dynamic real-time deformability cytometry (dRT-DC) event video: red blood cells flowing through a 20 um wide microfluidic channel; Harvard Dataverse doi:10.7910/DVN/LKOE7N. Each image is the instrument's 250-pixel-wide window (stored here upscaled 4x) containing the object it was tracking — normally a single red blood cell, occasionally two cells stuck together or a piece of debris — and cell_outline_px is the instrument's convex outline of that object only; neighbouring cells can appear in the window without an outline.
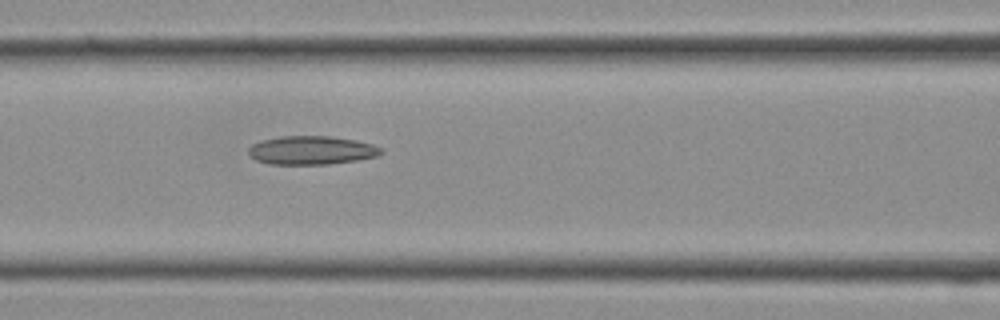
{"species": "Egyptian fruit bat (a non-hibernating species)", "species_latin": "Rousettus aegyptiacus", "temperature_condition": "cold", "stored_images_in_passage": 12, "camera_frame_rate_fps": 3000, "um_per_image_px": 0.085, "frame": {"image": 1, "passage_image": 12, "time_ms": 3.667, "image_size_px": [1000, 320], "cell_outline_px": [[384, 152], [376, 156], [356, 160], [328, 164], [268, 164], [256, 160], [248, 152], [248, 148], [252, 144], [260, 140], [280, 136], [332, 136], [356, 140], [372, 144], [380, 148]], "centroid_in_image_um": [26.45, 12.76], "position_along_channel_um": 140.2, "area_um2": 22.08}}